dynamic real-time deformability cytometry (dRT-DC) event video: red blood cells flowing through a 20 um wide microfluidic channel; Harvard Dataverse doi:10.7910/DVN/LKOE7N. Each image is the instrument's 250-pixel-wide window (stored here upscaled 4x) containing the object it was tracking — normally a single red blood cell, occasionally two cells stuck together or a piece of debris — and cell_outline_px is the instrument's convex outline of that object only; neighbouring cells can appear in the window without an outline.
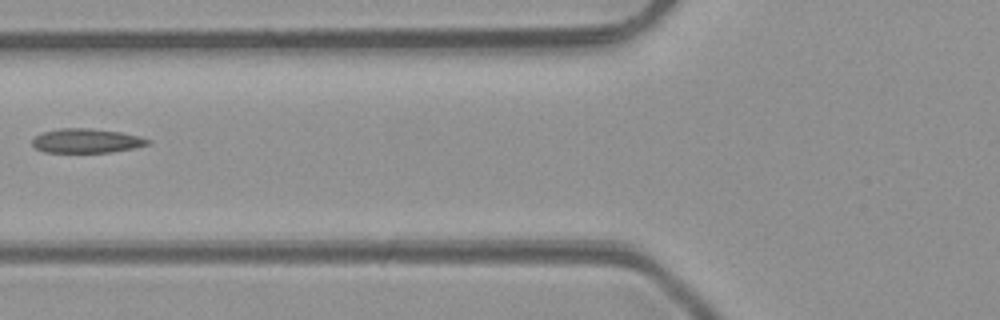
{"species": "common noctule bat (a hibernating species)", "species_latin": "Nyctalus noctula", "temperature_condition": "room temperature", "stored_images_in_passage": 4, "camera_frame_rate_fps": 3000, "um_per_image_px": 0.085, "animal": {"sex": "male", "body_mass_g": 23.1, "forearm_length_mm": 52.7}, "frame": {"image": 1, "passage_image": 4, "time_ms": 3.333, "image_size_px": [1000, 320], "cell_outline_px": [[152, 140], [148, 144], [132, 148], [108, 152], [44, 152], [36, 148], [32, 144], [32, 140], [36, 136], [44, 132], [60, 128], [92, 128], [120, 132], [140, 136]], "centroid_in_image_um": [7.35, 11.96], "position_along_channel_um": 118.4, "area_um2": 16.18}}